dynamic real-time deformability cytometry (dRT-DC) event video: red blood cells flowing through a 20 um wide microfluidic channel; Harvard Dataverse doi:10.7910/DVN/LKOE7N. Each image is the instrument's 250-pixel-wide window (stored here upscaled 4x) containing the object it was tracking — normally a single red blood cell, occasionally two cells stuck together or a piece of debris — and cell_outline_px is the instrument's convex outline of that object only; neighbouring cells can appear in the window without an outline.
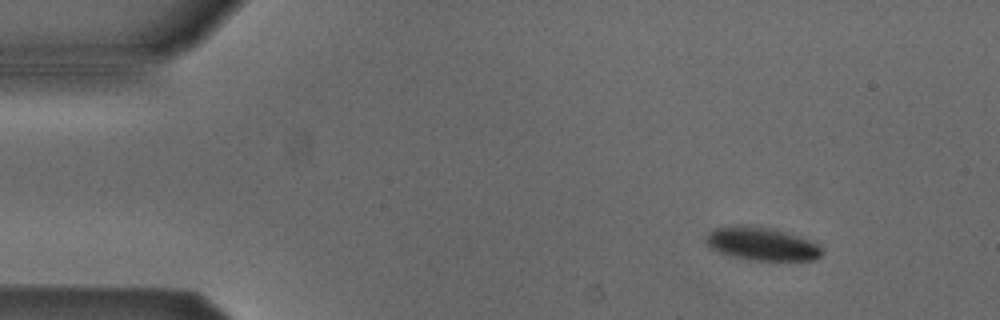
{"species": "Egyptian fruit bat (a non-hibernating species)", "species_latin": "Rousettus aegyptiacus", "temperature_condition": "cold", "stored_images_in_passage": 48, "camera_frame_rate_fps": 3000, "um_per_image_px": 0.085, "animal": {"sex": "male"}, "frame": {"image": 1, "passage_image": 1, "time_ms": 0.0, "image_size_px": [1000, 320], "cell_outline_px": [[824, 252], [816, 260], [748, 260], [732, 256], [720, 252], [712, 248], [704, 240], [704, 236], [708, 232], [716, 228], [736, 224], [748, 224], [776, 228], [820, 244]], "centroid_in_image_um": [64.76, 20.7], "position_along_channel_um": 20.2, "area_um2": 22.89}}
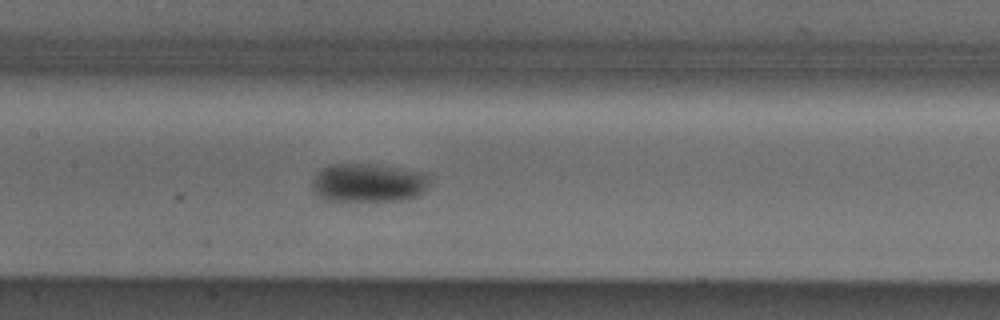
{"frame": {"image": 2, "passage_image": 20, "time_ms": 6.333, "image_size_px": [1000, 320], "cell_outline_px": [[428, 184], [424, 192], [416, 196], [400, 200], [340, 204], [324, 200], [316, 196], [312, 192], [312, 180], [324, 168], [336, 164], [368, 164], [404, 168], [424, 172], [428, 176]], "centroid_in_image_um": [31.26, 15.6], "position_along_channel_um": 176.1, "area_um2": 27.34}}
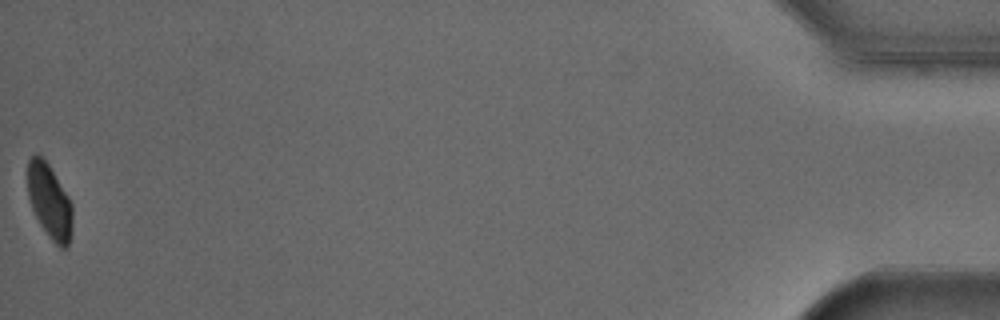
{"frame": {"image": 3, "passage_image": 48, "time_ms": 15.667, "image_size_px": [1000, 320], "cell_outline_px": [[72, 236], [68, 248], [60, 248], [48, 236], [40, 224], [32, 208], [28, 196], [28, 160], [36, 152], [48, 164], [68, 196], [72, 204]], "centroid_in_image_um": [4.23, 17.16], "position_along_channel_um": 431.0, "area_um2": 19.42}, "authors_computed_cell_mechanics": {"area_um2": 23.9003, "velocity_mm_per_s": 3.8421, "shape_relaxation_time_tau1_ms": 2.9851, "shape_relaxation_time_tau2_ms": null, "deformation_change_tau1": 0.0615, "deformation_change_tau2": null}}